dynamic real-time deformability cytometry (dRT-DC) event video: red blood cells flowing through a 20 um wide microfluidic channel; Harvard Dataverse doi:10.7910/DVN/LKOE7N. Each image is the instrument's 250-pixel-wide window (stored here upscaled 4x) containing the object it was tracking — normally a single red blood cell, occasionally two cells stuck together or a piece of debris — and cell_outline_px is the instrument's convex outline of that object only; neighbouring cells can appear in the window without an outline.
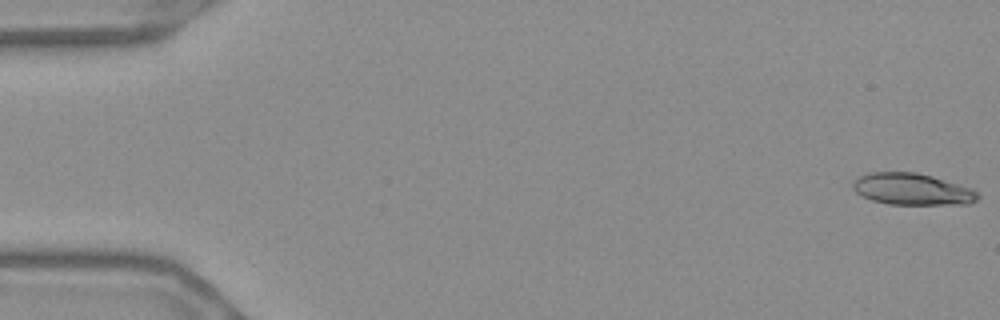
{"species": "Egyptian fruit bat (a non-hibernating species)", "species_latin": "Rousettus aegyptiacus", "temperature_condition": "warm", "stored_images_in_passage": 55, "camera_frame_rate_fps": 3000, "um_per_image_px": 0.085, "frame": {"image": 1, "passage_image": 1, "time_ms": 0.0, "image_size_px": [1000, 320], "cell_outline_px": [[980, 196], [976, 200], [968, 204], [888, 204], [872, 200], [856, 192], [852, 188], [852, 180], [868, 172], [916, 172], [932, 176], [972, 188]], "centroid_in_image_um": [77.51, 16.07], "position_along_channel_um": 7.5, "area_um2": 23.0}}
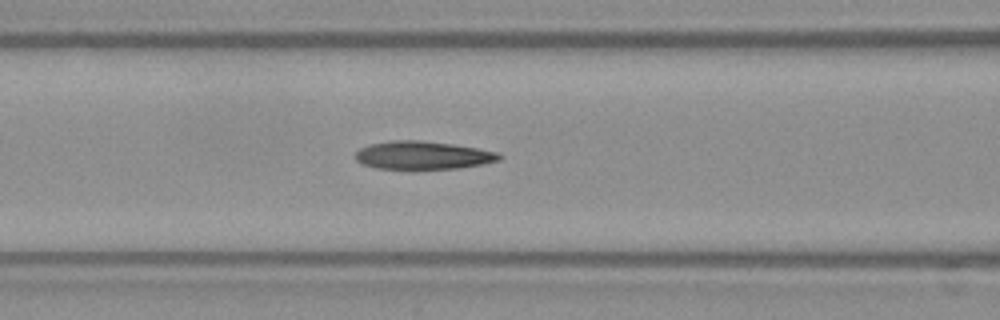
{"frame": {"image": 2, "passage_image": 23, "time_ms": 7.333, "image_size_px": [1000, 320], "cell_outline_px": [[500, 160], [484, 164], [460, 168], [376, 168], [360, 164], [356, 160], [356, 152], [360, 148], [368, 144], [392, 140], [420, 140], [452, 144], [476, 148], [496, 152], [500, 156]], "centroid_in_image_um": [35.9, 13.19], "position_along_channel_um": 130.7, "area_um2": 23.35}}
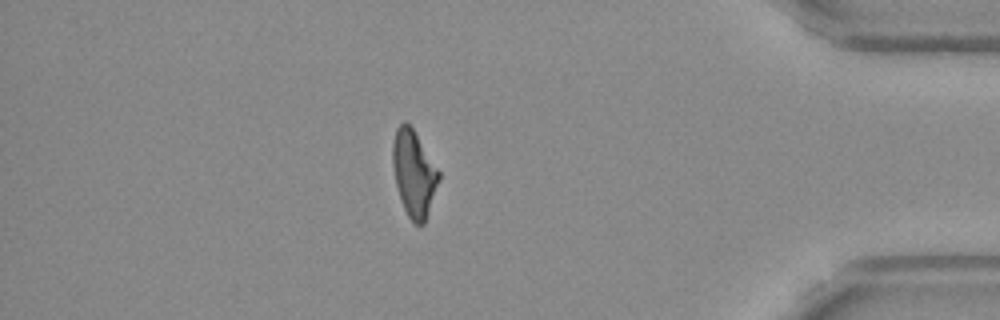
{"frame": {"image": 3, "passage_image": 48, "time_ms": 15.667, "image_size_px": [1000, 320], "cell_outline_px": [[440, 180], [424, 224], [416, 224], [408, 216], [404, 208], [396, 184], [392, 164], [392, 144], [396, 128], [404, 120], [412, 128], [440, 172]], "centroid_in_image_um": [35.18, 14.73], "position_along_channel_um": 400.0, "area_um2": 22.89}, "authors_computed_cell_mechanics": {"area_um2": 23.409, "velocity_mm_per_s": 3.69, "shape_relaxation_time_tau1_ms": 5.6621, "shape_relaxation_time_tau2_ms": 3.6491, "deformation_change_tau1": 0.2068, "deformation_change_tau2": 0.1385}}